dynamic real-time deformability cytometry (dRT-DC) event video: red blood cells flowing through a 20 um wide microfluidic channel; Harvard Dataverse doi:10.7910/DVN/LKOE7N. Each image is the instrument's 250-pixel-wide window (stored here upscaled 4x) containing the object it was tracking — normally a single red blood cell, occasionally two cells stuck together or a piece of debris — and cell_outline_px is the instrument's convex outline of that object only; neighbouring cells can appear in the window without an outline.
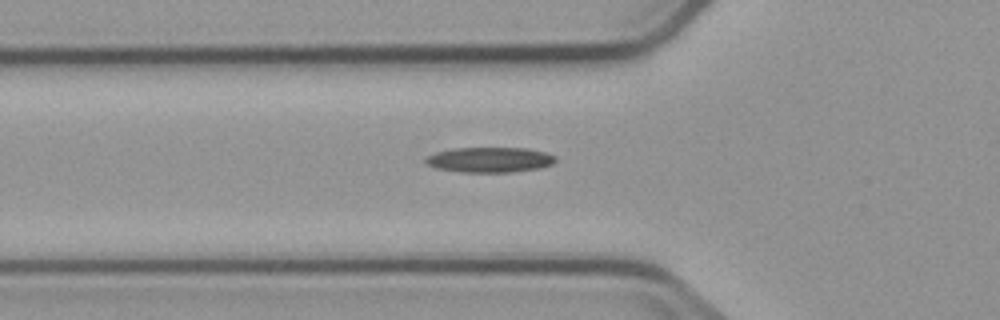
{"species": "common noctule bat (a hibernating species)", "species_latin": "Nyctalus noctula", "temperature_condition": "cold", "stored_images_in_passage": 7, "camera_frame_rate_fps": 3000, "um_per_image_px": 0.085, "animal": {"sex": "male", "body_mass_g": 23.1, "forearm_length_mm": 52.7}, "frame": {"image": 1, "passage_image": 4, "time_ms": 9.667, "image_size_px": [1000, 320], "cell_outline_px": [[556, 160], [552, 164], [540, 168], [512, 172], [460, 172], [436, 168], [428, 164], [424, 160], [428, 156], [436, 152], [456, 148], [528, 148], [548, 152], [556, 156]], "centroid_in_image_um": [41.68, 13.58], "position_along_channel_um": 84.1, "area_um2": 19.13}}